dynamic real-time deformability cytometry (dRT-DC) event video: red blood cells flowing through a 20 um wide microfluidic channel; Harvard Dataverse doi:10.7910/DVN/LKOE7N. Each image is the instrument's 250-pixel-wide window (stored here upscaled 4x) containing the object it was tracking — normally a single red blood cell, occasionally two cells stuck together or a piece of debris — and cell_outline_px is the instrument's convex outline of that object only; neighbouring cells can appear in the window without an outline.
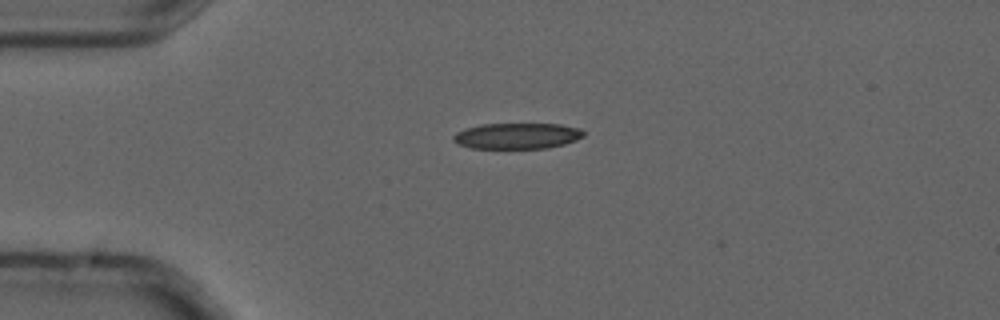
{"species": "common noctule bat (a hibernating species)", "species_latin": "Nyctalus noctula", "temperature_condition": "cold", "stored_images_in_passage": 2, "camera_frame_rate_fps": 3000, "um_per_image_px": 0.085, "animal": {"sex": "male", "forearm_length_mm": 52.5}, "frame": {"image": 1, "passage_image": 2, "time_ms": 0.333, "image_size_px": [1000, 320], "cell_outline_px": [[584, 136], [576, 140], [564, 144], [548, 148], [472, 148], [456, 144], [452, 140], [452, 136], [456, 132], [464, 128], [480, 124], [560, 124], [580, 128], [584, 132]], "centroid_in_image_um": [43.92, 11.55], "position_along_channel_um": 41.1, "area_um2": 19.83}}